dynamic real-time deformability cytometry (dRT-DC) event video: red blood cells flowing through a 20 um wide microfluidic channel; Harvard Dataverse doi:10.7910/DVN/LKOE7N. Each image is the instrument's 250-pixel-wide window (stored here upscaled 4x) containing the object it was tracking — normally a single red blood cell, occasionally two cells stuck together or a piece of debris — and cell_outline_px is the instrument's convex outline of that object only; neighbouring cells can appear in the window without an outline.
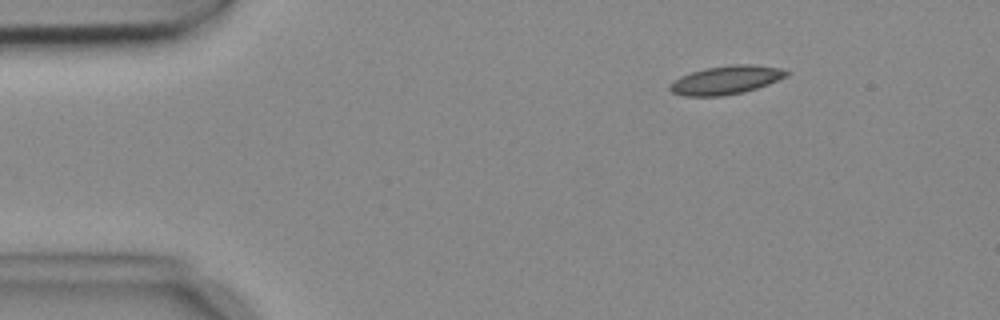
{"species": "common noctule bat (a hibernating species)", "species_latin": "Nyctalus noctula", "temperature_condition": "cold", "stored_images_in_passage": 6, "camera_frame_rate_fps": 3000, "um_per_image_px": 0.085, "animal": {"sex": "female", "body_mass_g": 18.4}, "frame": {"image": 1, "passage_image": 3, "time_ms": 0.667, "image_size_px": [1000, 320], "cell_outline_px": [[792, 72], [788, 76], [768, 84], [744, 92], [724, 96], [684, 96], [672, 92], [668, 88], [672, 80], [680, 76], [704, 68], [728, 64], [752, 64], [780, 68]], "centroid_in_image_um": [61.71, 6.79], "position_along_channel_um": 23.3, "area_um2": 19.65}}